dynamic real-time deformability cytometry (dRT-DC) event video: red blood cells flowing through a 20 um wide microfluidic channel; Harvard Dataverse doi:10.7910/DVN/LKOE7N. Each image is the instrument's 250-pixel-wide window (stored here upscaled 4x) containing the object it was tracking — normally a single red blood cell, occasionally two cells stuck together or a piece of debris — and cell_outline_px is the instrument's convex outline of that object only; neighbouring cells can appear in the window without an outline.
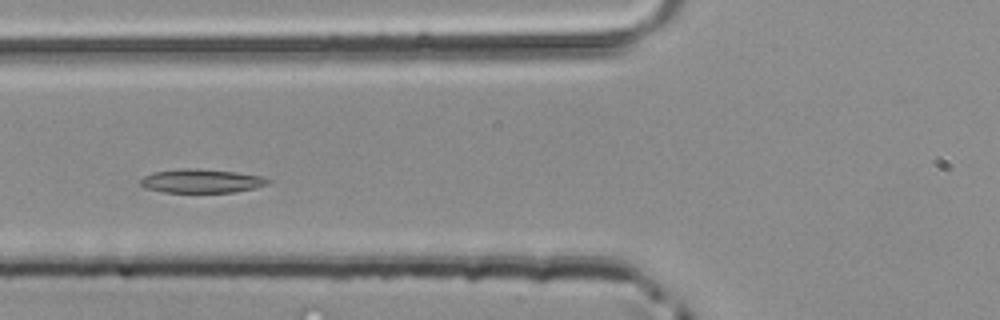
{"species": "common noctule bat (a hibernating species)", "species_latin": "Nyctalus noctula", "temperature_condition": "room temperature", "stored_images_in_passage": 26, "camera_frame_rate_fps": 3000, "um_per_image_px": 0.085, "animal": {"sex": "male", "body_mass_g": 20.4}, "frame": {"image": 1, "passage_image": 6, "time_ms": 1.667, "image_size_px": [1000, 320], "cell_outline_px": [[272, 180], [268, 184], [256, 188], [232, 192], [164, 192], [144, 188], [140, 184], [140, 180], [144, 176], [152, 172], [180, 168], [196, 168], [236, 172], [260, 176]], "centroid_in_image_um": [17.1, 15.38], "position_along_channel_um": 108.7, "area_um2": 17.74}}
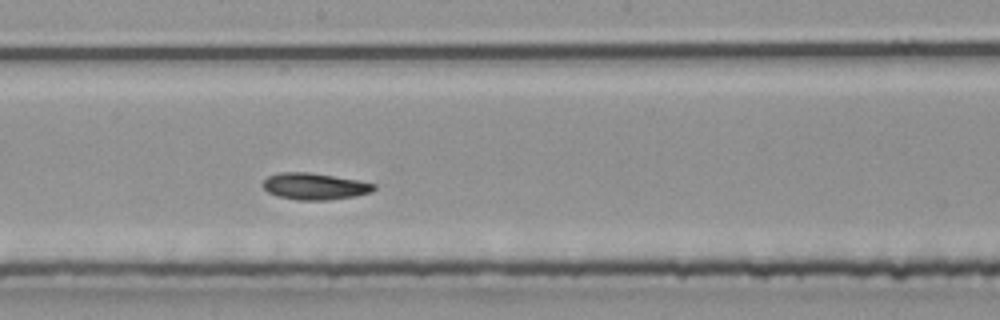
{"frame": {"image": 2, "passage_image": 14, "time_ms": 4.333, "image_size_px": [1000, 320], "cell_outline_px": [[376, 188], [372, 192], [356, 196], [328, 200], [296, 200], [276, 196], [268, 192], [260, 184], [268, 176], [280, 172], [308, 172], [356, 180], [376, 184]], "centroid_in_image_um": [26.72, 15.85], "position_along_channel_um": 221.5, "area_um2": 17.28}}
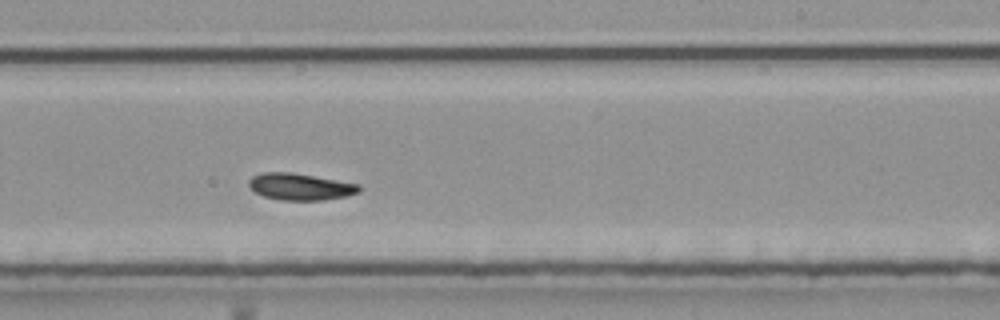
{"frame": {"image": 3, "passage_image": 17, "time_ms": 5.333, "image_size_px": [1000, 320], "cell_outline_px": [[360, 192], [344, 196], [324, 200], [280, 200], [264, 196], [256, 192], [248, 184], [248, 180], [252, 176], [264, 172], [292, 172], [360, 184]], "centroid_in_image_um": [25.52, 15.86], "position_along_channel_um": 263.5, "area_um2": 17.11}}